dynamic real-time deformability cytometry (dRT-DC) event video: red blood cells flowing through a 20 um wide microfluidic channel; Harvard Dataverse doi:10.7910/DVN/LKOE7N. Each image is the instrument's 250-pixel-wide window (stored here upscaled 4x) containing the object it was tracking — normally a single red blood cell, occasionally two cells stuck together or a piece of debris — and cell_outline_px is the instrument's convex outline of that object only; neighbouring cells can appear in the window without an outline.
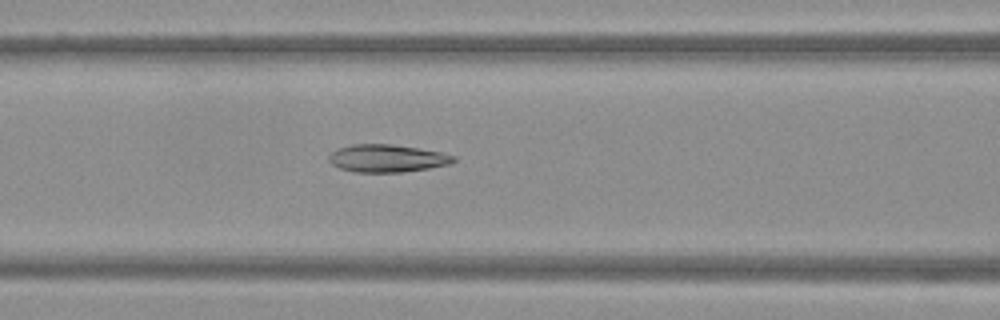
{"species": "Egyptian fruit bat (a non-hibernating species)", "species_latin": "Rousettus aegyptiacus", "temperature_condition": "warm", "stored_images_in_passage": 51, "camera_frame_rate_fps": 3000, "um_per_image_px": 0.085, "frame": {"image": 1, "passage_image": 22, "time_ms": 7.0, "image_size_px": [1000, 320], "cell_outline_px": [[456, 160], [452, 164], [428, 168], [400, 172], [352, 172], [340, 168], [332, 164], [328, 160], [328, 156], [332, 152], [340, 148], [352, 144], [392, 144], [440, 152], [456, 156]], "centroid_in_image_um": [32.9, 13.46], "position_along_channel_um": 133.7, "area_um2": 20.0}}
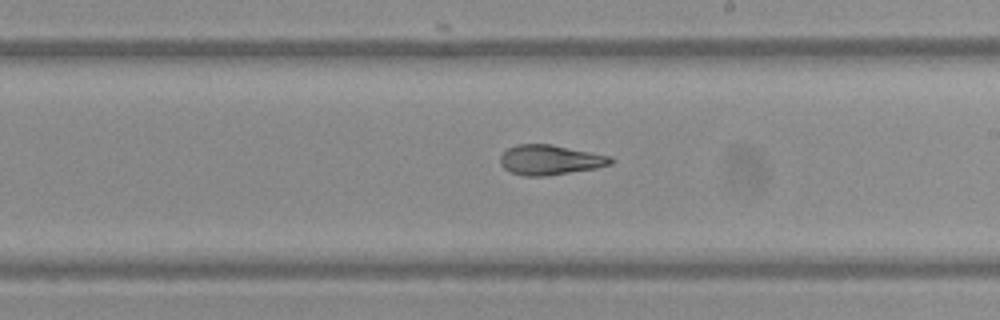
{"frame": {"image": 2, "passage_image": 30, "time_ms": 9.667, "image_size_px": [1000, 320], "cell_outline_px": [[616, 160], [612, 164], [596, 168], [544, 176], [524, 176], [512, 172], [504, 168], [500, 164], [500, 156], [508, 148], [516, 144], [552, 144], [612, 156]], "centroid_in_image_um": [46.79, 13.58], "position_along_channel_um": 242.2, "area_um2": 19.36}}
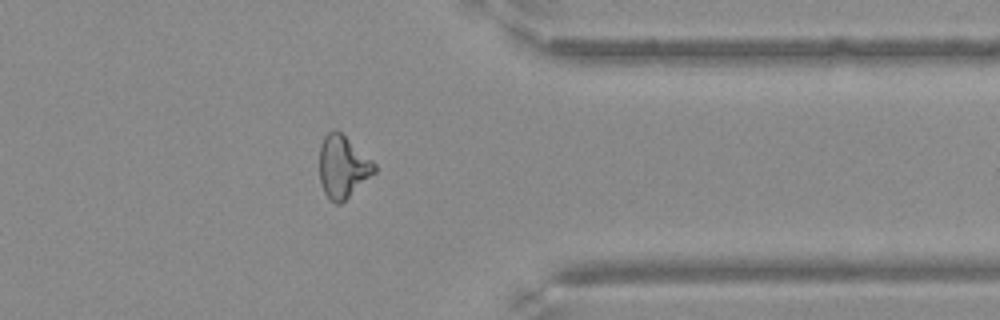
{"frame": {"image": 3, "passage_image": 41, "time_ms": 13.333, "image_size_px": [1000, 320], "cell_outline_px": [[376, 172], [340, 204], [336, 204], [328, 200], [320, 184], [320, 144], [324, 136], [332, 128], [336, 128], [372, 160], [376, 164]], "centroid_in_image_um": [29.12, 14.17], "position_along_channel_um": 382.3, "area_um2": 20.06}}